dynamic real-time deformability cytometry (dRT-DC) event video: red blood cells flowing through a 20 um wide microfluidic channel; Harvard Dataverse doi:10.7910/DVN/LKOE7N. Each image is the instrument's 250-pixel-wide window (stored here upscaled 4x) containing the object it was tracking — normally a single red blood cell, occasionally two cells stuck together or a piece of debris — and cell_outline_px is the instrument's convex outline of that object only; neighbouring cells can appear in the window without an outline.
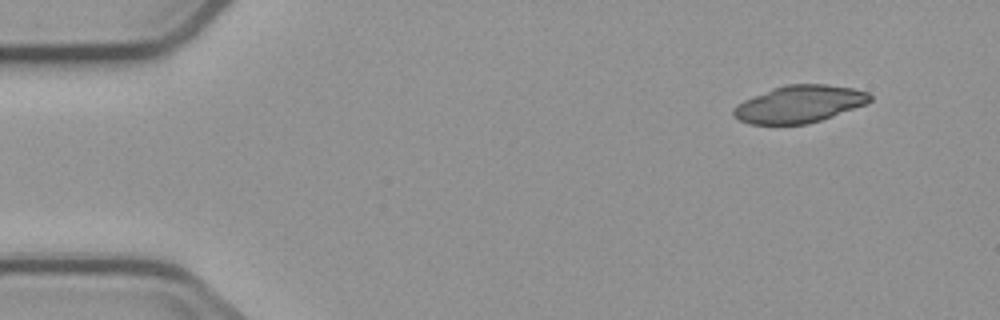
{"species": "common noctule bat (a hibernating species)", "species_latin": "Nyctalus noctula", "temperature_condition": "cold", "stored_images_in_passage": 3, "segment_of_instrument_passage": [2, 2], "camera_frame_rate_fps": 3000, "um_per_image_px": 0.085, "animal": {"sex": "male", "body_mass_g": 23.1, "forearm_length_mm": 52.7}, "frame": {"image": 1, "passage_image": 3, "time_ms": 3.333, "image_size_px": [1000, 320], "cell_outline_px": [[872, 100], [868, 104], [808, 124], [748, 124], [740, 120], [732, 112], [732, 108], [736, 104], [744, 100], [772, 88], [788, 84], [828, 84], [852, 88], [868, 92], [872, 96]], "centroid_in_image_um": [67.96, 8.84], "position_along_channel_um": 17.0, "area_um2": 29.65}}